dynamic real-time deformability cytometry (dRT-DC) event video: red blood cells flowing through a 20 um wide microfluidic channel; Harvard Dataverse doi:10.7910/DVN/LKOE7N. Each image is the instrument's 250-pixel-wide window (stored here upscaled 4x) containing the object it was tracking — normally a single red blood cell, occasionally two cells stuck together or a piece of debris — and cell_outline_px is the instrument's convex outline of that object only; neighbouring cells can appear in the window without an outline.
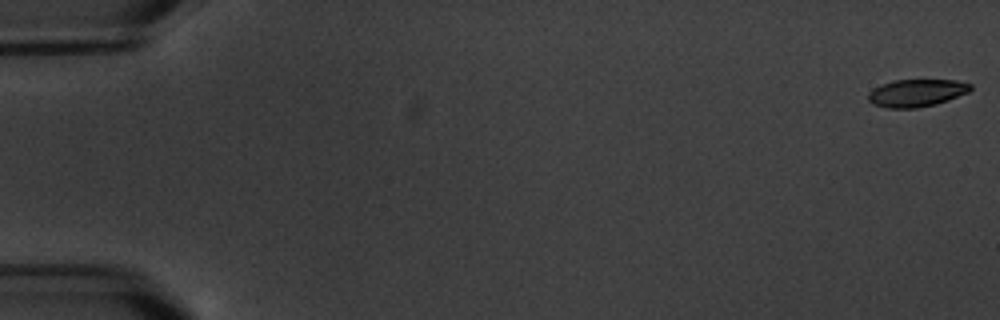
{"species": "common noctule bat (a hibernating species)", "species_latin": "Nyctalus noctula", "temperature_condition": "warm", "stored_images_in_passage": 3, "camera_frame_rate_fps": 3000, "um_per_image_px": 0.085, "animal": {"sex": "male", "body_mass_g": 20.1, "forearm_length_mm": 53.5}, "frame": {"image": 1, "passage_image": 1, "time_ms": 0.0, "image_size_px": [1000, 320], "cell_outline_px": [[972, 88], [968, 92], [948, 100], [936, 104], [916, 108], [888, 108], [872, 104], [868, 100], [868, 92], [872, 88], [896, 80], [956, 80], [972, 84]], "centroid_in_image_um": [77.9, 7.9], "position_along_channel_um": 7.1, "area_um2": 16.36}}